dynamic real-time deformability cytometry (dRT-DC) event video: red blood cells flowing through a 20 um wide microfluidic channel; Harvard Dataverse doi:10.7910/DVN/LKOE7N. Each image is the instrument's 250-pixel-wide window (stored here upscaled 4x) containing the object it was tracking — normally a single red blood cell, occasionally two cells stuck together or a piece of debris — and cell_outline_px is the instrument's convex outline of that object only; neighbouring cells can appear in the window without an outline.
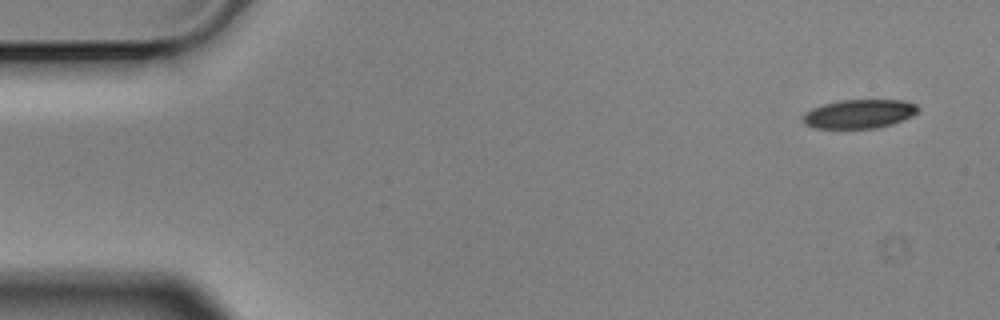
{"species": "Egyptian fruit bat (a non-hibernating species)", "species_latin": "Rousettus aegyptiacus", "temperature_condition": "cold", "stored_images_in_passage": 5, "camera_frame_rate_fps": 3000, "um_per_image_px": 0.085, "animal": {"sex": "male"}, "frame": {"image": 1, "passage_image": 1, "time_ms": 0.0, "image_size_px": [1000, 320], "cell_outline_px": [[920, 108], [912, 116], [892, 124], [876, 128], [812, 128], [804, 124], [804, 112], [812, 108], [824, 104], [840, 100], [904, 100], [916, 104]], "centroid_in_image_um": [73.03, 9.68], "position_along_channel_um": 12.0, "area_um2": 19.36}}
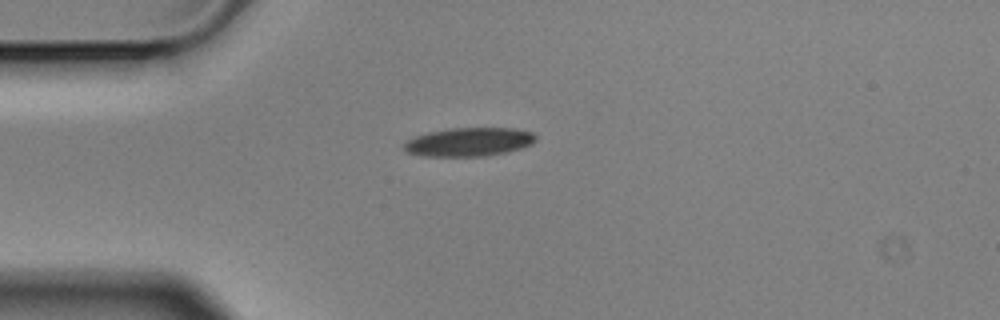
{"frame": {"image": 2, "passage_image": 4, "time_ms": 1.0, "image_size_px": [1000, 320], "cell_outline_px": [[536, 140], [532, 144], [508, 152], [488, 156], [420, 156], [404, 152], [404, 144], [408, 140], [416, 136], [428, 132], [452, 128], [516, 128], [532, 132], [536, 136]], "centroid_in_image_um": [39.87, 12.07], "position_along_channel_um": 45.1, "area_um2": 22.14}}